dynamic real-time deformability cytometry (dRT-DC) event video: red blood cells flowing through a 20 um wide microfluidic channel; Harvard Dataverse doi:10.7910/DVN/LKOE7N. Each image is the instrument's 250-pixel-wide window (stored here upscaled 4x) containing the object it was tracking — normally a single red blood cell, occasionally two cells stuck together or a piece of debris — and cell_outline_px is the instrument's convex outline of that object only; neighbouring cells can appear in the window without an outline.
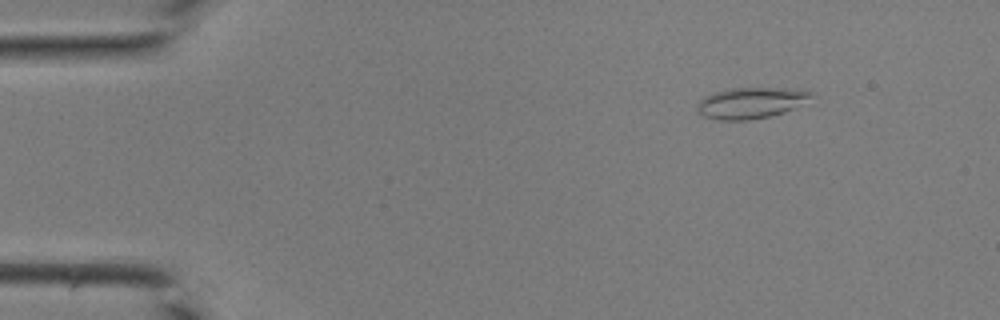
{"species": "common noctule bat (a hibernating species)", "species_latin": "Nyctalus noctula", "temperature_condition": "room temperature", "stored_images_in_passage": 40, "camera_frame_rate_fps": 3000, "um_per_image_px": 0.085, "animal": {"sex": "male", "body_mass_g": 19.0, "forearm_length_mm": 50.8}, "frame": {"image": 1, "passage_image": 2, "time_ms": 0.333, "image_size_px": [1000, 320], "cell_outline_px": [[812, 96], [792, 108], [784, 112], [768, 116], [748, 120], [720, 120], [704, 116], [696, 112], [696, 108], [700, 100], [716, 92], [732, 88], [796, 88], [812, 92]], "centroid_in_image_um": [63.79, 8.74], "position_along_channel_um": 21.2, "area_um2": 20.23}}
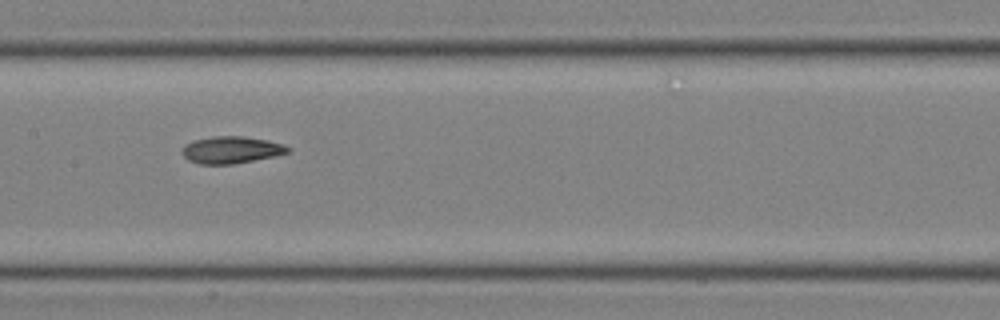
{"frame": {"image": 2, "passage_image": 18, "time_ms": 5.667, "image_size_px": [1000, 320], "cell_outline_px": [[288, 152], [272, 156], [232, 164], [200, 164], [188, 160], [180, 152], [184, 144], [192, 140], [212, 136], [244, 136], [268, 140], [284, 144], [288, 148]], "centroid_in_image_um": [19.58, 12.72], "position_along_channel_um": 187.8, "area_um2": 16.59}}
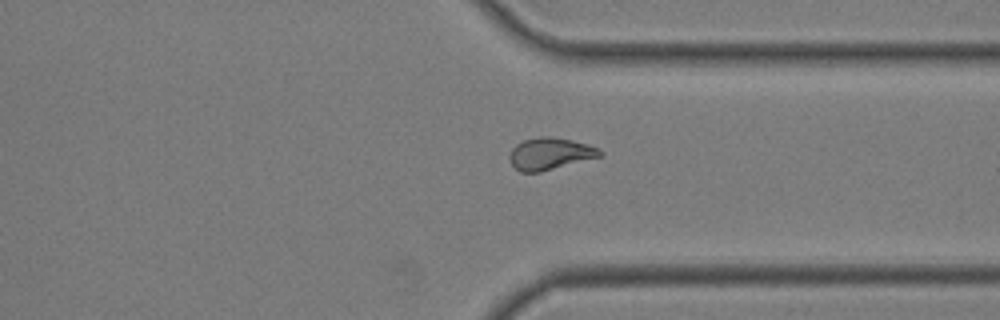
{"frame": {"image": 3, "passage_image": 29, "time_ms": 9.333, "image_size_px": [1000, 320], "cell_outline_px": [[604, 152], [600, 156], [540, 172], [520, 172], [512, 164], [508, 156], [512, 148], [516, 144], [524, 140], [540, 136], [552, 136], [572, 140], [588, 144], [600, 148]], "centroid_in_image_um": [46.75, 13.05], "position_along_channel_um": 364.7, "area_um2": 16.82}}